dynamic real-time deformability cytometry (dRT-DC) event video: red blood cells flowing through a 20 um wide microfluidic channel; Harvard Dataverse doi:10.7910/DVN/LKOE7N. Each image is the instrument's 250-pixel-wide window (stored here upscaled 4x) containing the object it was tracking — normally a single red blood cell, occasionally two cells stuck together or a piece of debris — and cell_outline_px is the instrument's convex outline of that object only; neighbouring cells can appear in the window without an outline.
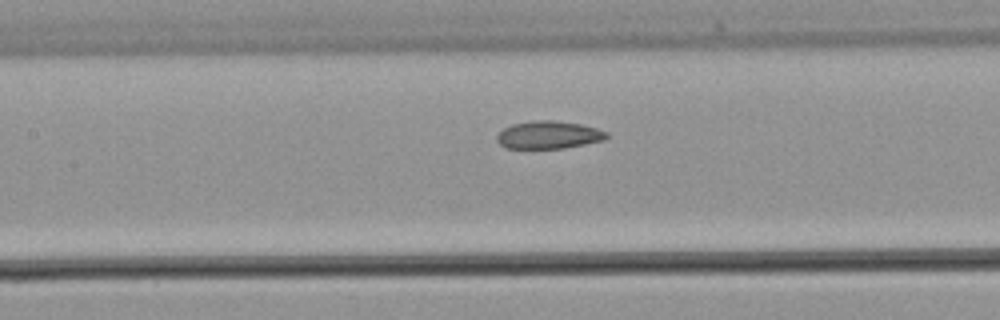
{"species": "common noctule bat (a hibernating species)", "species_latin": "Nyctalus noctula", "temperature_condition": "warm", "stored_images_in_passage": 22, "camera_frame_rate_fps": 3000, "um_per_image_px": 0.085, "animal": {"sex": "male", "body_mass_g": 21.5, "forearm_length_mm": 52.0}, "frame": {"image": 1, "passage_image": 7, "time_ms": 2.0, "image_size_px": [1000, 320], "cell_outline_px": [[608, 136], [604, 140], [564, 148], [504, 148], [496, 140], [496, 136], [504, 128], [512, 124], [536, 120], [552, 120], [580, 124], [596, 128], [608, 132]], "centroid_in_image_um": [46.62, 11.47], "position_along_channel_um": 160.8, "area_um2": 17.63}}